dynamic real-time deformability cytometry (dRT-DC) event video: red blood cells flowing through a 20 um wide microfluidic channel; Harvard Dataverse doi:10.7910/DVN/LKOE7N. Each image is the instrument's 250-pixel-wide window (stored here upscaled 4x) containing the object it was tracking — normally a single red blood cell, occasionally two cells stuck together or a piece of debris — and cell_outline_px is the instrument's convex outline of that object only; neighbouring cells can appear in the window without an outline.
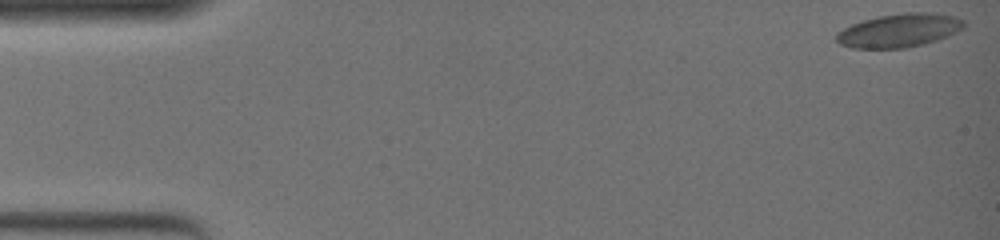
{"species": "common noctule bat (a hibernating species)", "species_latin": "Nyctalus noctula", "temperature_condition": "warm", "stored_images_in_passage": 49, "camera_frame_rate_fps": 3000, "um_per_image_px": 0.085, "animal": {"sex": "female", "body_mass_g": 19.0, "forearm_length_mm": 51.5}, "frame": {"image": 1, "passage_image": 1, "time_ms": 0.0, "image_size_px": [1000, 240], "cell_outline_px": [[964, 28], [948, 36], [924, 44], [904, 48], [852, 48], [840, 44], [836, 40], [836, 32], [852, 24], [864, 20], [880, 16], [904, 12], [928, 12], [952, 16], [964, 20]], "centroid_in_image_um": [76.42, 2.59], "position_along_channel_um": 8.6, "area_um2": 24.8}}
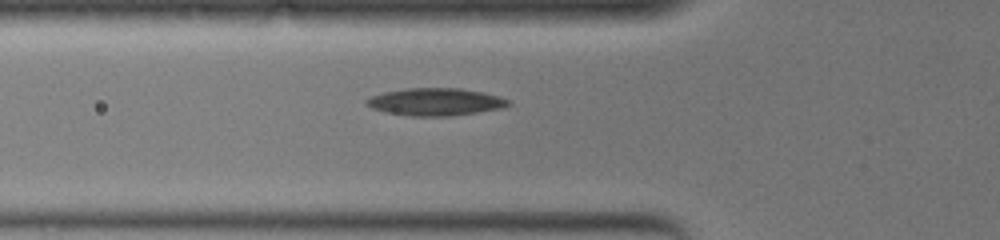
{"frame": {"image": 2, "passage_image": 19, "time_ms": 6.0, "image_size_px": [1000, 240], "cell_outline_px": [[512, 104], [504, 108], [448, 116], [412, 116], [384, 112], [372, 108], [364, 104], [364, 100], [372, 96], [384, 92], [404, 88], [460, 88], [484, 92], [500, 96], [508, 100]], "centroid_in_image_um": [37.01, 8.65], "position_along_channel_um": 88.8, "area_um2": 22.83}}
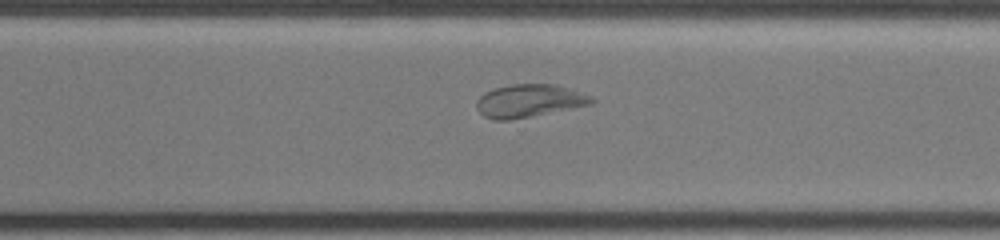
{"frame": {"image": 3, "passage_image": 38, "time_ms": 12.333, "image_size_px": [1000, 240], "cell_outline_px": [[596, 100], [592, 104], [512, 120], [492, 120], [484, 116], [476, 108], [476, 100], [484, 92], [492, 88], [512, 84], [556, 84], [592, 96]], "centroid_in_image_um": [44.95, 8.57], "position_along_channel_um": 325.7, "area_um2": 22.2}, "authors_computed_cell_mechanics": {"area_um2": 22.7732, "velocity_mm_per_s": 3.7489, "shape_relaxation_time_tau1_ms": null, "shape_relaxation_time_tau2_ms": 2.0226, "deformation_change_tau1": null, "deformation_change_tau2": 0.0627}}